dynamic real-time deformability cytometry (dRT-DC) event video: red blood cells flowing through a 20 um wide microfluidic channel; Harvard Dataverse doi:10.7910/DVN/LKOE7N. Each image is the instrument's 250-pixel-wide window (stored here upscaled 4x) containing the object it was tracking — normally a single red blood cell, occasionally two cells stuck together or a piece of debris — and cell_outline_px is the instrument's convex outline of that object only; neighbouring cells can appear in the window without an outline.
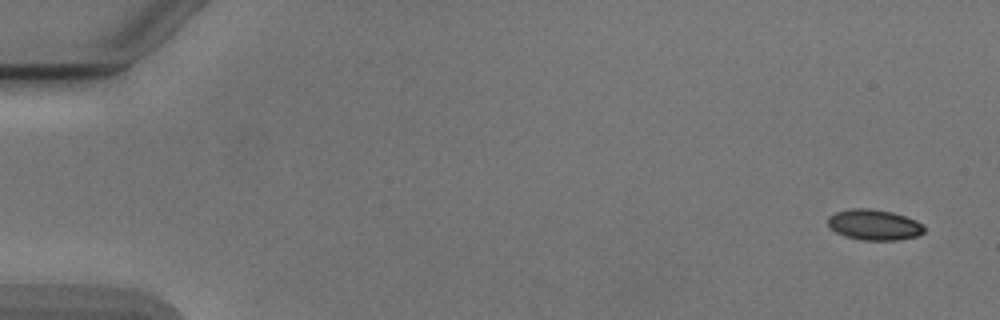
{"species": "Egyptian fruit bat (a non-hibernating species)", "species_latin": "Rousettus aegyptiacus", "temperature_condition": "cold", "stored_images_in_passage": 4, "camera_frame_rate_fps": 3000, "um_per_image_px": 0.085, "animal": {"sex": "male"}, "frame": {"image": 1, "passage_image": 1, "time_ms": 0.0, "image_size_px": [1000, 320], "cell_outline_px": [[924, 232], [916, 236], [900, 240], [860, 240], [844, 236], [836, 232], [828, 224], [828, 216], [836, 212], [852, 208], [868, 208], [892, 212], [916, 220], [924, 224]], "centroid_in_image_um": [74.31, 19.11], "position_along_channel_um": 10.7, "area_um2": 17.22}}
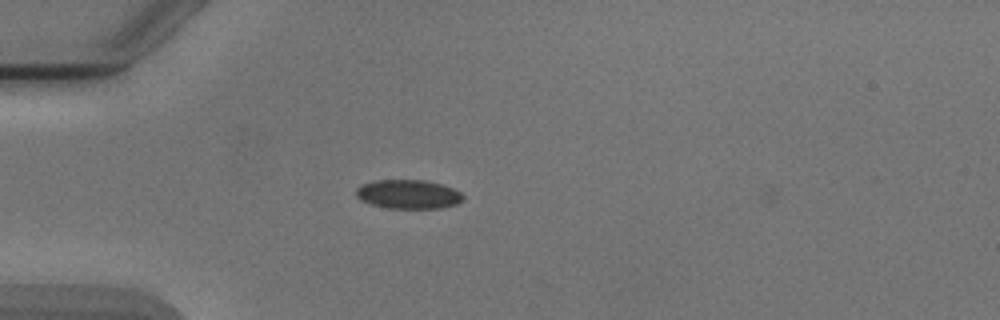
{"frame": {"image": 2, "passage_image": 4, "time_ms": 4.333, "image_size_px": [1000, 320], "cell_outline_px": [[464, 200], [456, 204], [440, 208], [388, 208], [368, 204], [360, 200], [356, 196], [356, 188], [360, 184], [376, 180], [424, 180], [440, 184], [452, 188], [460, 192], [464, 196]], "centroid_in_image_um": [34.67, 16.51], "position_along_channel_um": 50.3, "area_um2": 18.21}}